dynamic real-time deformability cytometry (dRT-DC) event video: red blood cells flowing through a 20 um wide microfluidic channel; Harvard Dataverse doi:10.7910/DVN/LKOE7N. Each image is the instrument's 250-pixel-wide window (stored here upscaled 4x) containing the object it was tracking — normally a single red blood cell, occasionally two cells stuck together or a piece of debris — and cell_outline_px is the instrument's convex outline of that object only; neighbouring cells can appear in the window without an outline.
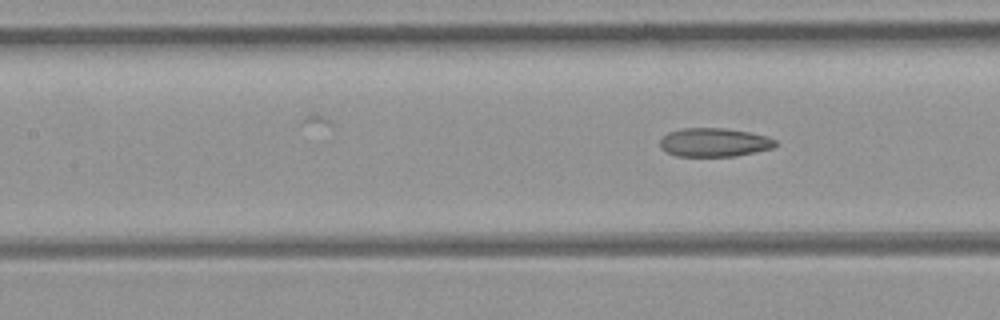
{"species": "common noctule bat (a hibernating species)", "species_latin": "Nyctalus noctula", "temperature_condition": "room temperature", "stored_images_in_passage": 8, "segment_of_instrument_passage": [2, 2], "camera_frame_rate_fps": 3000, "um_per_image_px": 0.085, "animal": {"sex": "female", "body_mass_g": 21.9}, "frame": {"image": 1, "passage_image": 8, "time_ms": 2.333, "image_size_px": [1000, 320], "cell_outline_px": [[776, 144], [772, 148], [736, 156], [676, 156], [660, 148], [660, 140], [668, 132], [680, 128], [724, 128], [748, 132], [768, 136], [776, 140]], "centroid_in_image_um": [60.69, 12.1], "position_along_channel_um": 146.7, "area_um2": 19.25}}